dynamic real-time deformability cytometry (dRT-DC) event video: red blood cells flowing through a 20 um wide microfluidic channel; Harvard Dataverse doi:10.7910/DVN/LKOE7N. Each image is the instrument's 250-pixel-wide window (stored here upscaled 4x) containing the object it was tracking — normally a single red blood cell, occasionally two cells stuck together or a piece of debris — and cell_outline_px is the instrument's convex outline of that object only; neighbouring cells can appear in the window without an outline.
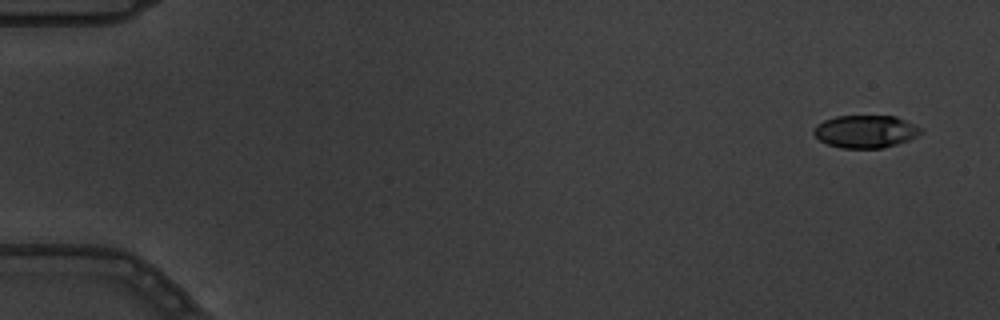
{"species": "common noctule bat (a hibernating species)", "species_latin": "Nyctalus noctula", "temperature_condition": "warm", "stored_images_in_passage": 6, "camera_frame_rate_fps": 3000, "um_per_image_px": 0.085, "animal": {"sex": "male", "body_mass_g": 19.5, "forearm_length_mm": 54.6}, "frame": {"image": 1, "passage_image": 1, "time_ms": 0.0, "image_size_px": [1000, 320], "cell_outline_px": [[924, 132], [908, 140], [896, 144], [880, 148], [840, 148], [828, 144], [820, 140], [812, 132], [812, 128], [816, 124], [824, 120], [836, 116], [896, 116], [920, 128]], "centroid_in_image_um": [73.52, 11.17], "position_along_channel_um": 11.5, "area_um2": 20.29}}
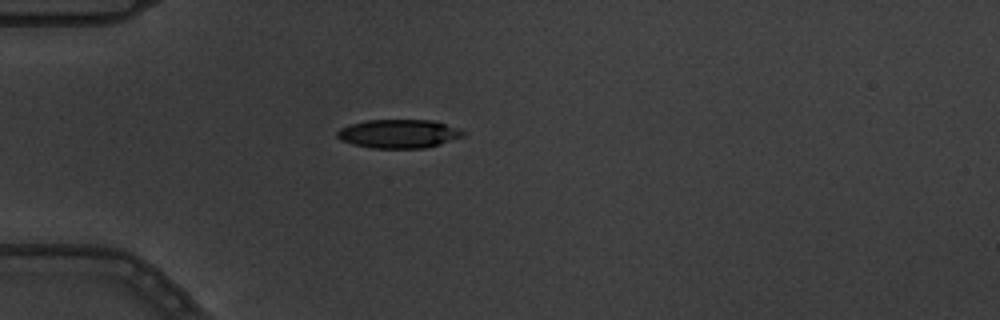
{"frame": {"image": 2, "passage_image": 5, "time_ms": 1.333, "image_size_px": [1000, 320], "cell_outline_px": [[464, 136], [440, 144], [424, 148], [372, 148], [352, 144], [340, 140], [336, 136], [336, 132], [340, 128], [348, 124], [368, 120], [432, 120], [460, 128], [464, 132]], "centroid_in_image_um": [33.87, 11.36], "position_along_channel_um": 51.1, "area_um2": 21.15}}